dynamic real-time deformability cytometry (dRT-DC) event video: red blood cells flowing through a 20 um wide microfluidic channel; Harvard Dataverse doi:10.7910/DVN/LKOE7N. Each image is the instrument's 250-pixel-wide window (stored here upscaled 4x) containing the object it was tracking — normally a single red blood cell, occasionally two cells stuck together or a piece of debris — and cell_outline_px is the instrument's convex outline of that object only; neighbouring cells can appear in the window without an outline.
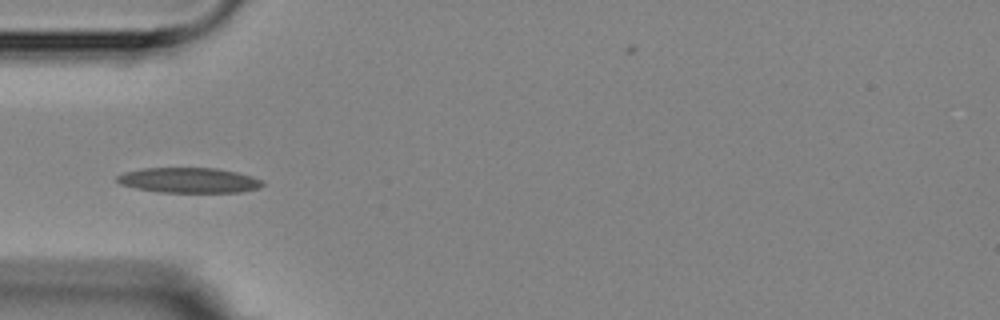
{"species": "Egyptian fruit bat (a non-hibernating species)", "species_latin": "Rousettus aegyptiacus", "temperature_condition": "room temperature", "stored_images_in_passage": 5, "camera_frame_rate_fps": 3000, "um_per_image_px": 0.085, "animal": {"sex": "female"}, "frame": {"image": 1, "passage_image": 5, "time_ms": 4.667, "image_size_px": [1000, 320], "cell_outline_px": [[264, 184], [260, 188], [240, 192], [160, 192], [136, 188], [120, 184], [116, 180], [116, 176], [124, 172], [144, 168], [216, 168], [236, 172], [252, 176], [264, 180]], "centroid_in_image_um": [16.08, 15.32], "position_along_channel_um": 68.9, "area_um2": 21.39}}